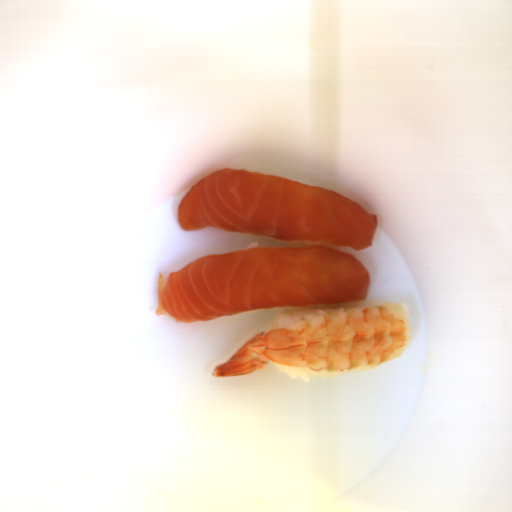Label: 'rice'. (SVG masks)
Segmentation results:
<instances>
[{"instance_id":"rice-1","label":"rice","mask_w":512,"mask_h":512,"mask_svg":"<svg viewBox=\"0 0 512 512\" xmlns=\"http://www.w3.org/2000/svg\"><path fill=\"white\" fill-rule=\"evenodd\" d=\"M374 303H385L383 300L341 303V304H312L302 307H272L273 318L265 331H272L301 321H305L338 310L357 308Z\"/></svg>"},{"instance_id":"rice-2","label":"rice","mask_w":512,"mask_h":512,"mask_svg":"<svg viewBox=\"0 0 512 512\" xmlns=\"http://www.w3.org/2000/svg\"><path fill=\"white\" fill-rule=\"evenodd\" d=\"M268 363V362H267ZM273 369L280 372L291 380L310 382V379L336 378L343 372H319L306 368L290 367L279 364L268 363Z\"/></svg>"},{"instance_id":"rice-3","label":"rice","mask_w":512,"mask_h":512,"mask_svg":"<svg viewBox=\"0 0 512 512\" xmlns=\"http://www.w3.org/2000/svg\"><path fill=\"white\" fill-rule=\"evenodd\" d=\"M265 238H266V240L273 241V242L279 243L281 245L290 247V249H300V248H303L306 246L316 245V246L336 250L339 252L347 253L344 246H329V245L322 244L319 242H311V241H307V240H303V239L302 240H294V241H284V240H281V239H278V238H275L272 236H265Z\"/></svg>"},{"instance_id":"rice-4","label":"rice","mask_w":512,"mask_h":512,"mask_svg":"<svg viewBox=\"0 0 512 512\" xmlns=\"http://www.w3.org/2000/svg\"><path fill=\"white\" fill-rule=\"evenodd\" d=\"M192 188L190 189H185L184 191H182L180 194H178L172 201V204H171V213H172V216H173V220L175 223H177L178 225H180L179 221H178V218H177V211H178V205L182 199V197L191 190Z\"/></svg>"},{"instance_id":"rice-5","label":"rice","mask_w":512,"mask_h":512,"mask_svg":"<svg viewBox=\"0 0 512 512\" xmlns=\"http://www.w3.org/2000/svg\"><path fill=\"white\" fill-rule=\"evenodd\" d=\"M259 243H260V241L250 242L249 244L246 245L245 251L254 249V248H258Z\"/></svg>"}]
</instances>
